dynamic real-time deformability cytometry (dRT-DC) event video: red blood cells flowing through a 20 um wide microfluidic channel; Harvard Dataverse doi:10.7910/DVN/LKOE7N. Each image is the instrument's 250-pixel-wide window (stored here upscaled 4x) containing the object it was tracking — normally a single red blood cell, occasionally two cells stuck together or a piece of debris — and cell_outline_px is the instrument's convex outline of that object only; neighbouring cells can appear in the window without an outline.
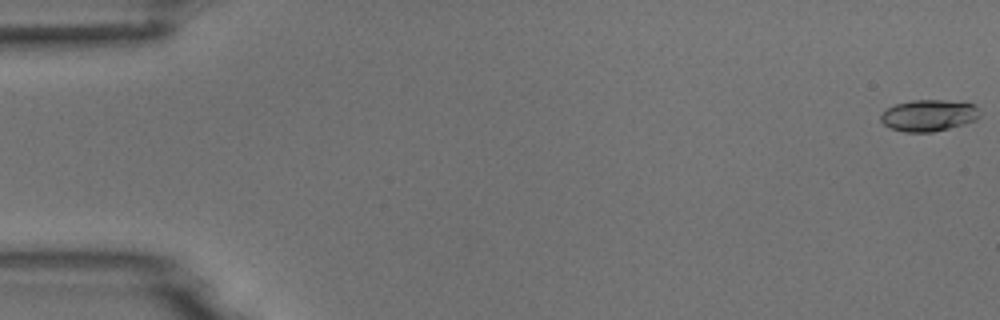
{"species": "common noctule bat (a hibernating species)", "species_latin": "Nyctalus noctula", "temperature_condition": "room temperature", "stored_images_in_passage": 5, "camera_frame_rate_fps": 3000, "um_per_image_px": 0.085, "animal": {"sex": "male", "body_mass_g": 18.8}, "frame": {"image": 1, "passage_image": 1, "time_ms": 0.0, "image_size_px": [1000, 320], "cell_outline_px": [[980, 116], [976, 120], [964, 124], [932, 132], [904, 132], [888, 128], [880, 120], [880, 116], [888, 108], [896, 104], [912, 100], [944, 100], [972, 104], [980, 112]], "centroid_in_image_um": [78.92, 9.82], "position_along_channel_um": 6.1, "area_um2": 18.09}}
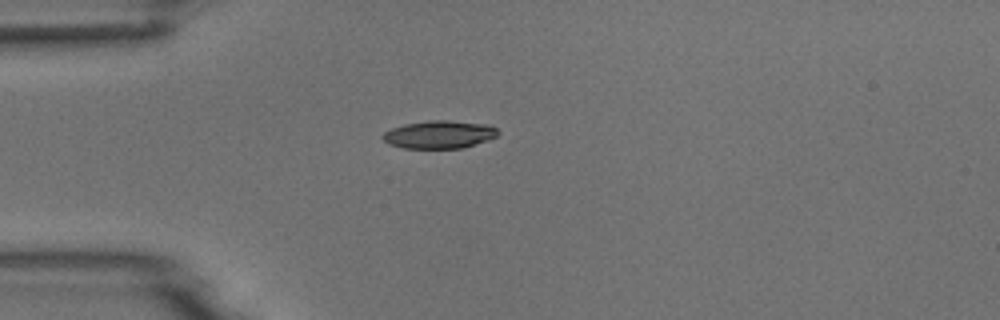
{"frame": {"image": 2, "passage_image": 5, "time_ms": 4.667, "image_size_px": [1000, 320], "cell_outline_px": [[500, 132], [496, 136], [488, 140], [464, 148], [404, 148], [388, 144], [380, 136], [384, 132], [392, 128], [404, 124], [428, 120], [448, 120], [488, 124], [496, 128]], "centroid_in_image_um": [37.34, 11.43], "position_along_channel_um": 47.7, "area_um2": 18.84}}